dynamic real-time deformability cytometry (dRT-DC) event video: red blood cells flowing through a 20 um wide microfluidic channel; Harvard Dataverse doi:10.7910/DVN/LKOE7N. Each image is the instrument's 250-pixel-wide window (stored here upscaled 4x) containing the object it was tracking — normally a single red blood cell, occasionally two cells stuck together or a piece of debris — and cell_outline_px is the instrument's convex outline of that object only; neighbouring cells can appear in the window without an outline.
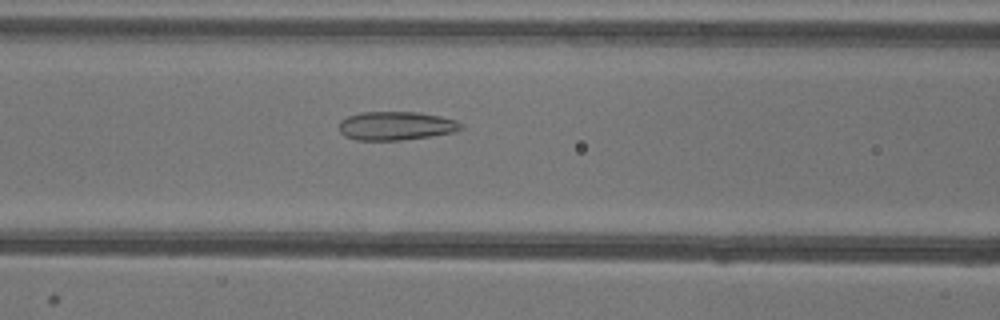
{"species": "common noctule bat (a hibernating species)", "species_latin": "Nyctalus noctula", "temperature_condition": "warm", "stored_images_in_passage": 52, "camera_frame_rate_fps": 3000, "um_per_image_px": 0.085, "animal": {"sex": "female"}, "frame": {"image": 1, "passage_image": 21, "time_ms": 6.667, "image_size_px": [1000, 320], "cell_outline_px": [[464, 128], [456, 132], [432, 136], [400, 140], [356, 140], [344, 136], [340, 132], [340, 120], [348, 116], [360, 112], [420, 112], [440, 116], [456, 120], [464, 124]], "centroid_in_image_um": [33.7, 10.69], "position_along_channel_um": 132.9, "area_um2": 20.58}}
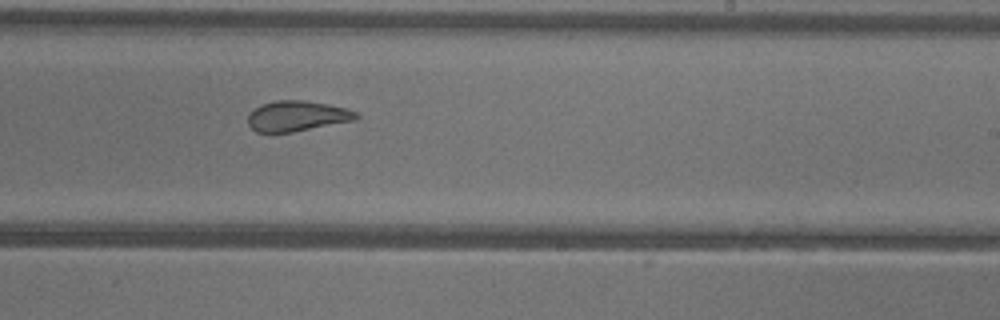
{"frame": {"image": 2, "passage_image": 31, "time_ms": 10.0, "image_size_px": [1000, 320], "cell_outline_px": [[360, 116], [356, 120], [292, 132], [256, 132], [248, 124], [248, 112], [252, 108], [260, 104], [276, 100], [304, 100], [328, 104], [348, 108], [356, 112]], "centroid_in_image_um": [25.23, 9.85], "position_along_channel_um": 263.8, "area_um2": 19.42}}
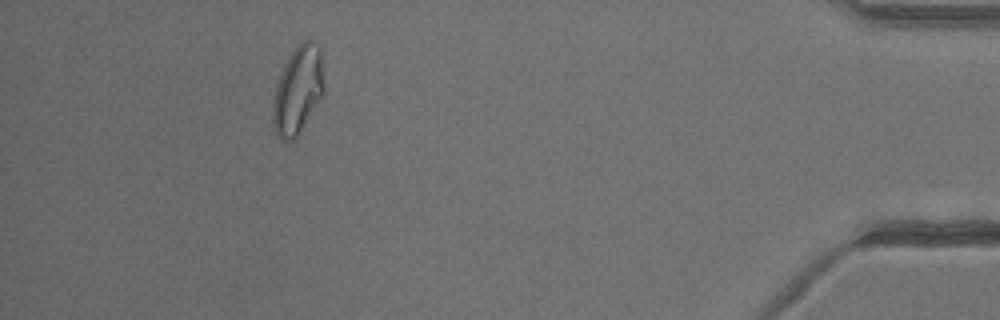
{"frame": {"image": 3, "passage_image": 47, "time_ms": 15.333, "image_size_px": [1000, 320], "cell_outline_px": [[324, 96], [296, 140], [284, 140], [276, 136], [272, 120], [272, 104], [276, 84], [280, 72], [284, 64], [296, 44], [304, 40], [312, 40], [320, 48], [324, 88]], "centroid_in_image_um": [25.32, 7.7], "position_along_channel_um": 409.9, "area_um2": 26.82}, "authors_computed_cell_mechanics": {"area_um2": 23.2645, "velocity_mm_per_s": 3.9319, "shape_relaxation_time_tau1_ms": null, "shape_relaxation_time_tau2_ms": 1.4907, "deformation_change_tau1": null, "deformation_change_tau2": 0.0846}}